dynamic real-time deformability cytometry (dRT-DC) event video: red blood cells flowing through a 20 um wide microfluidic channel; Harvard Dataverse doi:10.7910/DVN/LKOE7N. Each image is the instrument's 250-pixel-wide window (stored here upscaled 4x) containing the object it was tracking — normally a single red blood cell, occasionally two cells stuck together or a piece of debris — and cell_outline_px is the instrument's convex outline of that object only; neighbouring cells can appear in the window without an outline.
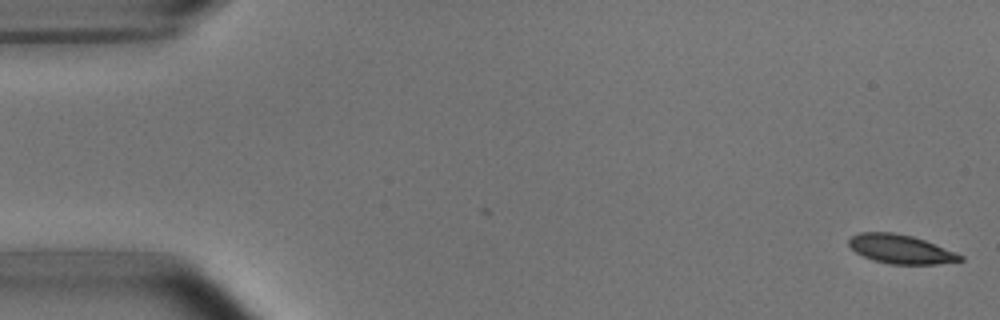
{"species": "common noctule bat (a hibernating species)", "species_latin": "Nyctalus noctula", "temperature_condition": "room temperature", "stored_images_in_passage": 5, "camera_frame_rate_fps": 3000, "um_per_image_px": 0.085, "animal": {"sex": "male", "body_mass_g": 15.6}, "frame": {"image": 1, "passage_image": 1, "time_ms": 0.0, "image_size_px": [1000, 320], "cell_outline_px": [[964, 260], [936, 264], [888, 264], [872, 260], [856, 252], [848, 244], [848, 240], [852, 236], [860, 232], [892, 232], [912, 236], [924, 240], [956, 252], [964, 256]], "centroid_in_image_um": [76.56, 21.18], "position_along_channel_um": 8.4, "area_um2": 18.73}}
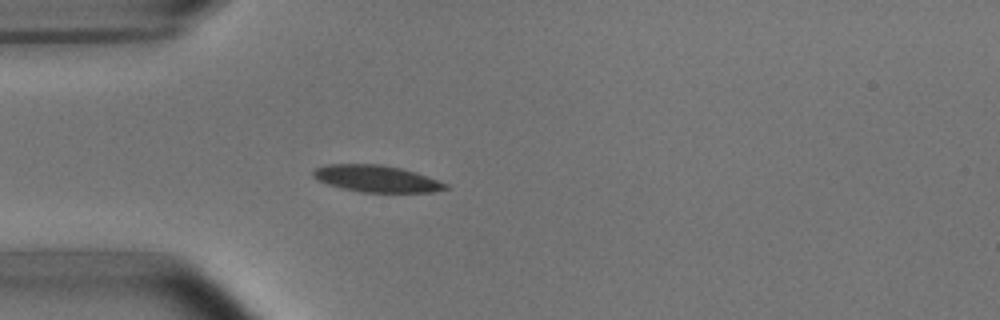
{"frame": {"image": 2, "passage_image": 5, "time_ms": 4.667, "image_size_px": [1000, 320], "cell_outline_px": [[452, 188], [432, 192], [360, 192], [340, 188], [316, 180], [312, 176], [312, 172], [316, 168], [324, 164], [380, 164], [400, 168], [416, 172], [448, 184]], "centroid_in_image_um": [31.99, 15.19], "position_along_channel_um": 53.0, "area_um2": 20.81}}